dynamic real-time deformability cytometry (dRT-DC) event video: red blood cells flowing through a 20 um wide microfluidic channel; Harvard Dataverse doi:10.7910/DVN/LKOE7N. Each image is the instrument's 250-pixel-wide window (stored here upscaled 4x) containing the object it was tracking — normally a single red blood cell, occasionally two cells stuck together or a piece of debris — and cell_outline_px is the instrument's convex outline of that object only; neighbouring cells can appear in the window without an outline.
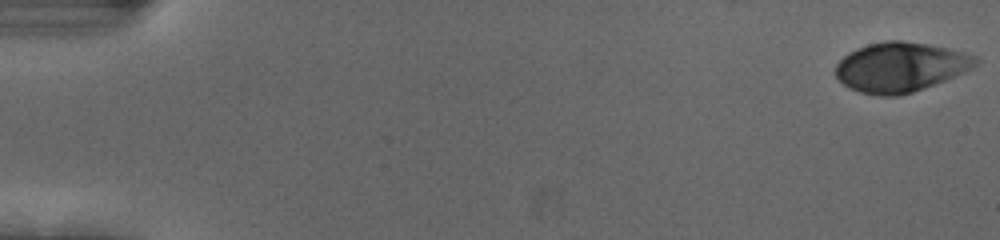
{"species": "human", "species_latin": "Homo sapiens", "temperature_condition": "cold", "stored_images_in_passage": 55, "camera_frame_rate_fps": 3000, "um_per_image_px": 0.085, "donor": {"sex": "female"}, "frame": {"image": 1, "passage_image": 1, "time_ms": 0.0, "image_size_px": [1000, 240], "cell_outline_px": [[980, 60], [976, 64], [944, 80], [912, 92], [896, 96], [880, 96], [860, 92], [844, 84], [836, 76], [836, 64], [848, 52], [856, 48], [868, 44], [888, 40], [900, 40], [924, 44], [964, 52], [976, 56]], "centroid_in_image_um": [76.48, 5.69], "position_along_channel_um": 8.5, "area_um2": 39.71}}
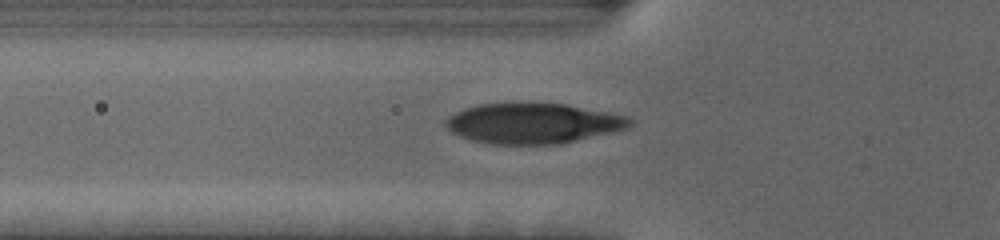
{"frame": {"image": 2, "passage_image": 20, "time_ms": 6.333, "image_size_px": [1000, 240], "cell_outline_px": [[632, 124], [628, 128], [612, 132], [560, 144], [492, 144], [468, 140], [452, 132], [444, 124], [444, 120], [448, 116], [464, 108], [480, 104], [568, 104], [628, 116], [632, 120]], "centroid_in_image_um": [45.3, 10.49], "position_along_channel_um": 80.5, "area_um2": 43.18}}
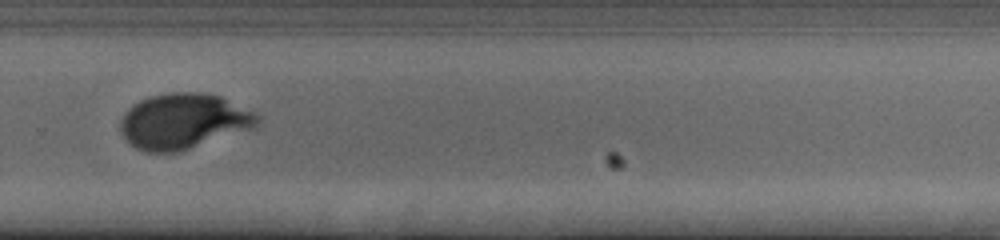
{"frame": {"image": 3, "passage_image": 39, "time_ms": 12.667, "image_size_px": [1000, 240], "cell_outline_px": [[260, 120], [252, 128], [176, 152], [144, 152], [136, 148], [120, 132], [120, 120], [128, 108], [132, 104], [140, 100], [152, 96], [172, 92], [200, 92], [220, 96], [256, 112], [260, 116]], "centroid_in_image_um": [15.58, 10.29], "position_along_channel_um": 314.2, "area_um2": 43.87}, "authors_computed_cell_mechanics": {"area_um2": 42.2518, "velocity_mm_per_s": 3.6961, "shape_relaxation_time_tau1_ms": 3.8278, "shape_relaxation_time_tau2_ms": null, "deformation_change_tau1": 0.1944, "deformation_change_tau2": null}}